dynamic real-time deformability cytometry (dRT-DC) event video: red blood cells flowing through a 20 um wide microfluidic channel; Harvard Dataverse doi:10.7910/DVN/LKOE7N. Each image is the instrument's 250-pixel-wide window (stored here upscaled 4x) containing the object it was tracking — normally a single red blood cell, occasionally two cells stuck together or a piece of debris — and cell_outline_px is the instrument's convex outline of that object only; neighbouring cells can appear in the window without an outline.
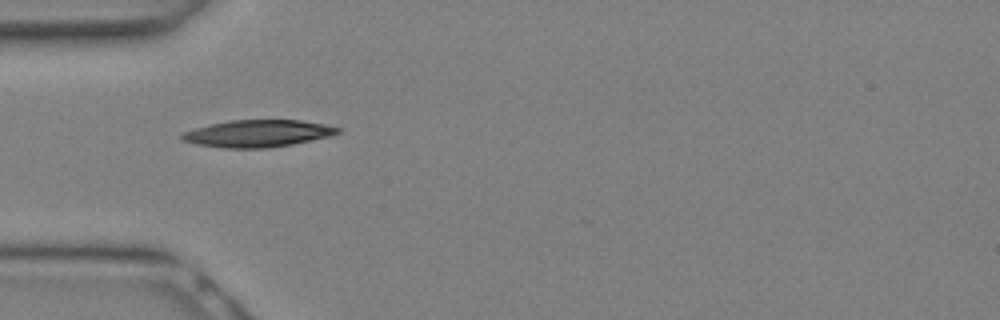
{"species": "Egyptian fruit bat (a non-hibernating species)", "species_latin": "Rousettus aegyptiacus", "temperature_condition": "warm", "stored_images_in_passage": 19, "camera_frame_rate_fps": 3000, "um_per_image_px": 0.085, "animal": {"sex": "female"}, "frame": {"image": 1, "passage_image": 1, "time_ms": 0.0, "image_size_px": [1000, 320], "cell_outline_px": [[340, 132], [328, 136], [312, 140], [292, 144], [268, 148], [224, 148], [196, 144], [180, 140], [180, 136], [184, 132], [196, 128], [228, 120], [300, 120], [324, 124], [340, 128]], "centroid_in_image_um": [21.89, 11.35], "position_along_channel_um": 63.1, "area_um2": 24.45}}
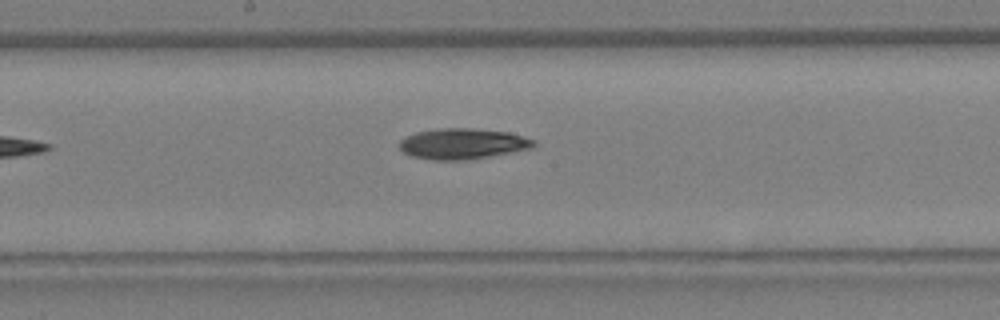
{"frame": {"image": 2, "passage_image": 7, "time_ms": 2.0, "image_size_px": [1000, 320], "cell_outline_px": [[536, 144], [532, 148], [468, 160], [432, 160], [412, 156], [404, 152], [400, 148], [400, 140], [404, 136], [416, 132], [440, 128], [472, 128], [508, 132], [536, 140]], "centroid_in_image_um": [39.31, 12.21], "position_along_channel_um": 208.9, "area_um2": 24.04}}
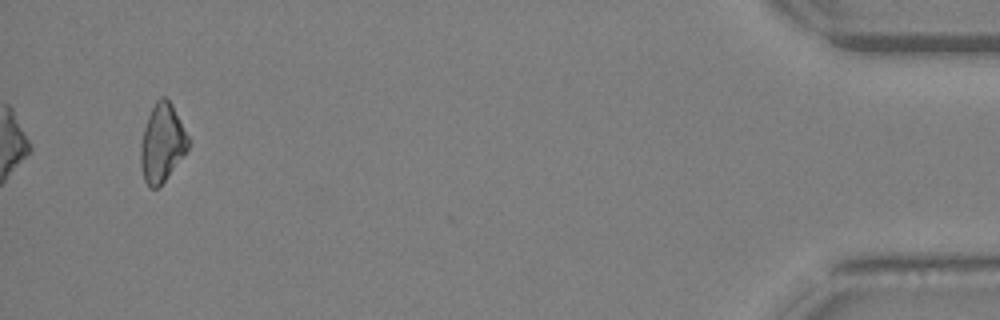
{"frame": {"image": 3, "passage_image": 19, "time_ms": 6.0, "image_size_px": [1000, 320], "cell_outline_px": [[192, 140], [188, 148], [164, 180], [156, 188], [148, 188], [144, 180], [140, 164], [140, 144], [144, 128], [148, 116], [156, 100], [160, 96], [164, 96], [172, 104]], "centroid_in_image_um": [13.78, 12.12], "position_along_channel_um": 421.4, "area_um2": 21.68}}